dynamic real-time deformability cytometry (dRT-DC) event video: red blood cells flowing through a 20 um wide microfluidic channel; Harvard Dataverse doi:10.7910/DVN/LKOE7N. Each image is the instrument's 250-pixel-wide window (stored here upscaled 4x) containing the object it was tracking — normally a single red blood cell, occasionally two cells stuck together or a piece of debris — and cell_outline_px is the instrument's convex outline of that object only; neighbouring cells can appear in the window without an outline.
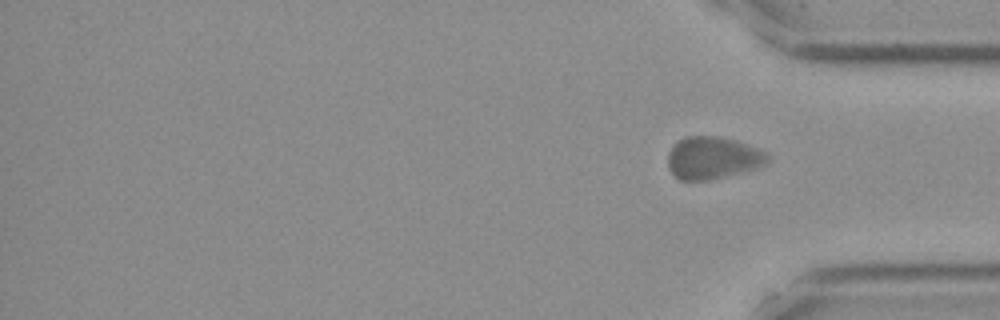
{"species": "Egyptian fruit bat (a non-hibernating species)", "species_latin": "Rousettus aegyptiacus", "temperature_condition": "cold", "stored_images_in_passage": 12, "segment_of_instrument_passage": [2, 2], "camera_frame_rate_fps": 3000, "um_per_image_px": 0.085, "frame": {"image": 1, "passage_image": 12, "time_ms": 3.667, "image_size_px": [1000, 320], "cell_outline_px": [[768, 160], [764, 164], [756, 168], [712, 180], [680, 180], [668, 168], [668, 152], [684, 136], [716, 136], [736, 140], [748, 144], [764, 152], [768, 156]], "centroid_in_image_um": [60.56, 13.42], "position_along_channel_um": 374.6, "area_um2": 24.39}}